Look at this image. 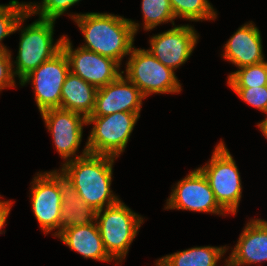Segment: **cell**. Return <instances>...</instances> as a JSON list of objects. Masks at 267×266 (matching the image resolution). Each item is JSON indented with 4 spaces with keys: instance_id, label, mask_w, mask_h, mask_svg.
I'll return each mask as SVG.
<instances>
[{
    "instance_id": "obj_29",
    "label": "cell",
    "mask_w": 267,
    "mask_h": 266,
    "mask_svg": "<svg viewBox=\"0 0 267 266\" xmlns=\"http://www.w3.org/2000/svg\"><path fill=\"white\" fill-rule=\"evenodd\" d=\"M257 127L262 132V135L267 139V116L264 118V120L257 123Z\"/></svg>"
},
{
    "instance_id": "obj_13",
    "label": "cell",
    "mask_w": 267,
    "mask_h": 266,
    "mask_svg": "<svg viewBox=\"0 0 267 266\" xmlns=\"http://www.w3.org/2000/svg\"><path fill=\"white\" fill-rule=\"evenodd\" d=\"M199 39L194 25H174L171 29L153 34L149 39V51L164 66L177 70L192 55Z\"/></svg>"
},
{
    "instance_id": "obj_5",
    "label": "cell",
    "mask_w": 267,
    "mask_h": 266,
    "mask_svg": "<svg viewBox=\"0 0 267 266\" xmlns=\"http://www.w3.org/2000/svg\"><path fill=\"white\" fill-rule=\"evenodd\" d=\"M222 140L215 146L211 159L198 168L207 178L219 206L228 215H236L242 198V181L236 161Z\"/></svg>"
},
{
    "instance_id": "obj_26",
    "label": "cell",
    "mask_w": 267,
    "mask_h": 266,
    "mask_svg": "<svg viewBox=\"0 0 267 266\" xmlns=\"http://www.w3.org/2000/svg\"><path fill=\"white\" fill-rule=\"evenodd\" d=\"M248 105L263 112L267 116V85L249 88H230Z\"/></svg>"
},
{
    "instance_id": "obj_27",
    "label": "cell",
    "mask_w": 267,
    "mask_h": 266,
    "mask_svg": "<svg viewBox=\"0 0 267 266\" xmlns=\"http://www.w3.org/2000/svg\"><path fill=\"white\" fill-rule=\"evenodd\" d=\"M12 51H0V92L7 88H16V78L12 70Z\"/></svg>"
},
{
    "instance_id": "obj_2",
    "label": "cell",
    "mask_w": 267,
    "mask_h": 266,
    "mask_svg": "<svg viewBox=\"0 0 267 266\" xmlns=\"http://www.w3.org/2000/svg\"><path fill=\"white\" fill-rule=\"evenodd\" d=\"M116 157L91 154L66 162L59 169L74 184L79 198L95 211L121 199L111 189Z\"/></svg>"
},
{
    "instance_id": "obj_6",
    "label": "cell",
    "mask_w": 267,
    "mask_h": 266,
    "mask_svg": "<svg viewBox=\"0 0 267 266\" xmlns=\"http://www.w3.org/2000/svg\"><path fill=\"white\" fill-rule=\"evenodd\" d=\"M125 63V76L145 98L152 94L181 93L182 84L175 71L164 66L148 49L133 46Z\"/></svg>"
},
{
    "instance_id": "obj_21",
    "label": "cell",
    "mask_w": 267,
    "mask_h": 266,
    "mask_svg": "<svg viewBox=\"0 0 267 266\" xmlns=\"http://www.w3.org/2000/svg\"><path fill=\"white\" fill-rule=\"evenodd\" d=\"M175 18H183L187 21H215L217 11L209 0H170Z\"/></svg>"
},
{
    "instance_id": "obj_10",
    "label": "cell",
    "mask_w": 267,
    "mask_h": 266,
    "mask_svg": "<svg viewBox=\"0 0 267 266\" xmlns=\"http://www.w3.org/2000/svg\"><path fill=\"white\" fill-rule=\"evenodd\" d=\"M174 185L166 200L165 210H188L223 217L227 215L217 203L207 178L199 168L191 170Z\"/></svg>"
},
{
    "instance_id": "obj_1",
    "label": "cell",
    "mask_w": 267,
    "mask_h": 266,
    "mask_svg": "<svg viewBox=\"0 0 267 266\" xmlns=\"http://www.w3.org/2000/svg\"><path fill=\"white\" fill-rule=\"evenodd\" d=\"M73 21L84 37L85 43L80 47L111 58L120 65L130 54L140 28L132 19L107 12L81 13Z\"/></svg>"
},
{
    "instance_id": "obj_4",
    "label": "cell",
    "mask_w": 267,
    "mask_h": 266,
    "mask_svg": "<svg viewBox=\"0 0 267 266\" xmlns=\"http://www.w3.org/2000/svg\"><path fill=\"white\" fill-rule=\"evenodd\" d=\"M144 219L122 200L96 211V223L104 247L116 264L126 260L130 245L137 236Z\"/></svg>"
},
{
    "instance_id": "obj_28",
    "label": "cell",
    "mask_w": 267,
    "mask_h": 266,
    "mask_svg": "<svg viewBox=\"0 0 267 266\" xmlns=\"http://www.w3.org/2000/svg\"><path fill=\"white\" fill-rule=\"evenodd\" d=\"M0 198H2V196L0 195ZM13 201L12 200H1L0 199V234H5V230H2L3 227L7 224V217L9 216L10 212H11V207L13 205Z\"/></svg>"
},
{
    "instance_id": "obj_14",
    "label": "cell",
    "mask_w": 267,
    "mask_h": 266,
    "mask_svg": "<svg viewBox=\"0 0 267 266\" xmlns=\"http://www.w3.org/2000/svg\"><path fill=\"white\" fill-rule=\"evenodd\" d=\"M144 99L138 87L123 72L116 80L98 88L90 116H106L115 112H134L140 116Z\"/></svg>"
},
{
    "instance_id": "obj_15",
    "label": "cell",
    "mask_w": 267,
    "mask_h": 266,
    "mask_svg": "<svg viewBox=\"0 0 267 266\" xmlns=\"http://www.w3.org/2000/svg\"><path fill=\"white\" fill-rule=\"evenodd\" d=\"M227 258V266H250L267 262V221L251 218L242 229Z\"/></svg>"
},
{
    "instance_id": "obj_3",
    "label": "cell",
    "mask_w": 267,
    "mask_h": 266,
    "mask_svg": "<svg viewBox=\"0 0 267 266\" xmlns=\"http://www.w3.org/2000/svg\"><path fill=\"white\" fill-rule=\"evenodd\" d=\"M32 15L27 11L18 20L14 33L19 31L20 41L16 60L11 59L12 70L20 82L31 71L38 68L45 61L53 58L62 50L65 35L54 40L55 21L36 19L29 25L23 26L25 20ZM55 41V42H54Z\"/></svg>"
},
{
    "instance_id": "obj_9",
    "label": "cell",
    "mask_w": 267,
    "mask_h": 266,
    "mask_svg": "<svg viewBox=\"0 0 267 266\" xmlns=\"http://www.w3.org/2000/svg\"><path fill=\"white\" fill-rule=\"evenodd\" d=\"M69 72L67 56L61 50L53 58L31 71L18 84L22 87L32 84L35 102L41 113L50 108H60L61 89Z\"/></svg>"
},
{
    "instance_id": "obj_11",
    "label": "cell",
    "mask_w": 267,
    "mask_h": 266,
    "mask_svg": "<svg viewBox=\"0 0 267 266\" xmlns=\"http://www.w3.org/2000/svg\"><path fill=\"white\" fill-rule=\"evenodd\" d=\"M30 184L29 199L35 219L45 235L55 230L52 236L57 237L62 203L58 187V170L39 171Z\"/></svg>"
},
{
    "instance_id": "obj_19",
    "label": "cell",
    "mask_w": 267,
    "mask_h": 266,
    "mask_svg": "<svg viewBox=\"0 0 267 266\" xmlns=\"http://www.w3.org/2000/svg\"><path fill=\"white\" fill-rule=\"evenodd\" d=\"M98 88L69 72L61 89V109L89 117L95 107Z\"/></svg>"
},
{
    "instance_id": "obj_16",
    "label": "cell",
    "mask_w": 267,
    "mask_h": 266,
    "mask_svg": "<svg viewBox=\"0 0 267 266\" xmlns=\"http://www.w3.org/2000/svg\"><path fill=\"white\" fill-rule=\"evenodd\" d=\"M261 32L253 21L241 25L223 45L221 58L237 69L265 61Z\"/></svg>"
},
{
    "instance_id": "obj_12",
    "label": "cell",
    "mask_w": 267,
    "mask_h": 266,
    "mask_svg": "<svg viewBox=\"0 0 267 266\" xmlns=\"http://www.w3.org/2000/svg\"><path fill=\"white\" fill-rule=\"evenodd\" d=\"M62 50L67 56L70 72L97 88L106 86L123 73L120 70L121 65L113 59L80 46L73 48L67 35L64 37Z\"/></svg>"
},
{
    "instance_id": "obj_25",
    "label": "cell",
    "mask_w": 267,
    "mask_h": 266,
    "mask_svg": "<svg viewBox=\"0 0 267 266\" xmlns=\"http://www.w3.org/2000/svg\"><path fill=\"white\" fill-rule=\"evenodd\" d=\"M27 12V2L10 0L9 4H0V51H10L2 41L14 33L18 20Z\"/></svg>"
},
{
    "instance_id": "obj_22",
    "label": "cell",
    "mask_w": 267,
    "mask_h": 266,
    "mask_svg": "<svg viewBox=\"0 0 267 266\" xmlns=\"http://www.w3.org/2000/svg\"><path fill=\"white\" fill-rule=\"evenodd\" d=\"M141 12L143 18V30L150 31L170 22L175 25V16L170 4V0H142Z\"/></svg>"
},
{
    "instance_id": "obj_23",
    "label": "cell",
    "mask_w": 267,
    "mask_h": 266,
    "mask_svg": "<svg viewBox=\"0 0 267 266\" xmlns=\"http://www.w3.org/2000/svg\"><path fill=\"white\" fill-rule=\"evenodd\" d=\"M230 88H249L267 85V61L245 66L227 76Z\"/></svg>"
},
{
    "instance_id": "obj_7",
    "label": "cell",
    "mask_w": 267,
    "mask_h": 266,
    "mask_svg": "<svg viewBox=\"0 0 267 266\" xmlns=\"http://www.w3.org/2000/svg\"><path fill=\"white\" fill-rule=\"evenodd\" d=\"M139 117L134 112L87 117V126L93 125L86 142L89 153L118 158L125 152Z\"/></svg>"
},
{
    "instance_id": "obj_17",
    "label": "cell",
    "mask_w": 267,
    "mask_h": 266,
    "mask_svg": "<svg viewBox=\"0 0 267 266\" xmlns=\"http://www.w3.org/2000/svg\"><path fill=\"white\" fill-rule=\"evenodd\" d=\"M56 238L85 259L109 263L114 260L104 247L96 221L86 226L69 227Z\"/></svg>"
},
{
    "instance_id": "obj_8",
    "label": "cell",
    "mask_w": 267,
    "mask_h": 266,
    "mask_svg": "<svg viewBox=\"0 0 267 266\" xmlns=\"http://www.w3.org/2000/svg\"><path fill=\"white\" fill-rule=\"evenodd\" d=\"M40 114L46 125L45 127L50 132L56 151L63 159L61 165L89 153L85 143L80 155L76 154L81 146L83 127L87 126V118L85 116L61 108H50Z\"/></svg>"
},
{
    "instance_id": "obj_18",
    "label": "cell",
    "mask_w": 267,
    "mask_h": 266,
    "mask_svg": "<svg viewBox=\"0 0 267 266\" xmlns=\"http://www.w3.org/2000/svg\"><path fill=\"white\" fill-rule=\"evenodd\" d=\"M58 187L62 197L59 234L69 227L86 226L96 221V211L79 198L74 184L59 169Z\"/></svg>"
},
{
    "instance_id": "obj_24",
    "label": "cell",
    "mask_w": 267,
    "mask_h": 266,
    "mask_svg": "<svg viewBox=\"0 0 267 266\" xmlns=\"http://www.w3.org/2000/svg\"><path fill=\"white\" fill-rule=\"evenodd\" d=\"M81 0H41V2H27V11L32 15H38L40 19L56 21L65 13L72 20L77 18L80 13L68 14L72 6L79 3Z\"/></svg>"
},
{
    "instance_id": "obj_20",
    "label": "cell",
    "mask_w": 267,
    "mask_h": 266,
    "mask_svg": "<svg viewBox=\"0 0 267 266\" xmlns=\"http://www.w3.org/2000/svg\"><path fill=\"white\" fill-rule=\"evenodd\" d=\"M229 246H196L165 255L155 261L156 266H218ZM227 266V258L224 259Z\"/></svg>"
}]
</instances>
